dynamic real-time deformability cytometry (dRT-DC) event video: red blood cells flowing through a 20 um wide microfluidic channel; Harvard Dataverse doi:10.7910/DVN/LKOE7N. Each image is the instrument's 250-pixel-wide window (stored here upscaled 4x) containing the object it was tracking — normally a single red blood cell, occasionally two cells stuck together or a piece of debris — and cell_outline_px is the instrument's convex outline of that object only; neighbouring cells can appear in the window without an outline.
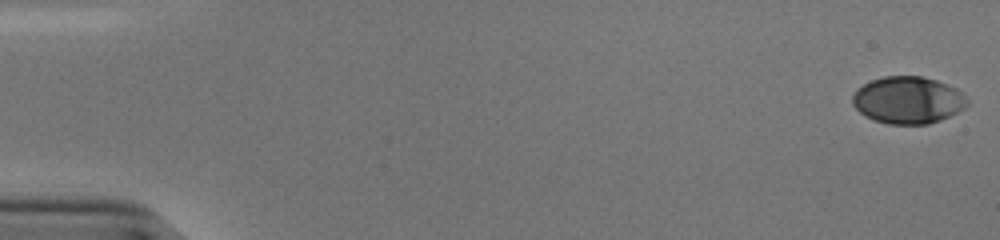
{"species": "human", "species_latin": "Homo sapiens", "temperature_condition": "cold", "stored_images_in_passage": 54, "camera_frame_rate_fps": 3000, "um_per_image_px": 0.085, "donor": {"sex": "male"}, "frame": {"image": 1, "passage_image": 1, "time_ms": 0.0, "image_size_px": [1000, 240], "cell_outline_px": [[968, 104], [964, 108], [940, 120], [928, 124], [888, 124], [872, 120], [864, 116], [852, 104], [852, 96], [856, 88], [872, 80], [884, 76], [920, 76], [936, 80], [956, 88], [968, 100]], "centroid_in_image_um": [77.14, 8.51], "position_along_channel_um": 7.9, "area_um2": 31.5}}
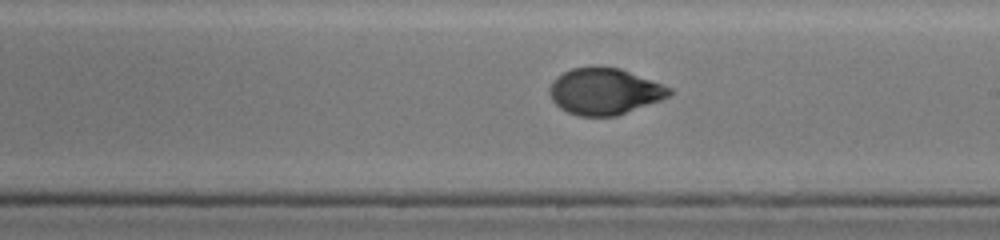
{"frame": {"image": 2, "passage_image": 32, "time_ms": 10.333, "image_size_px": [1000, 240], "cell_outline_px": [[672, 92], [668, 96], [660, 100], [616, 116], [580, 116], [568, 112], [560, 108], [552, 100], [548, 92], [548, 88], [552, 80], [556, 76], [572, 68], [596, 64], [620, 68], [672, 88]], "centroid_in_image_um": [51.33, 7.74], "position_along_channel_um": 237.7, "area_um2": 32.71}}
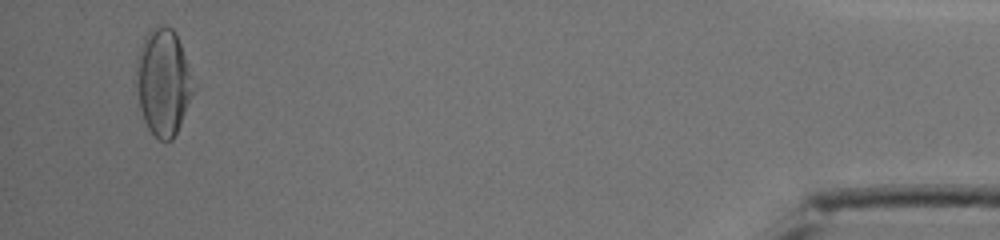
{"frame": {"image": 3, "passage_image": 52, "time_ms": 17.0, "image_size_px": [1000, 240], "cell_outline_px": [[200, 84], [172, 140], [160, 140], [148, 128], [144, 120], [140, 108], [136, 88], [136, 56], [144, 36], [156, 24], [172, 28], [176, 32]], "centroid_in_image_um": [13.95, 6.92], "position_along_channel_um": 421.3, "area_um2": 36.93}, "authors_computed_cell_mechanics": {"area_um2": 32.6859, "velocity_mm_per_s": 3.8463, "shape_relaxation_time_tau1_ms": 5.4292, "shape_relaxation_time_tau2_ms": 0.8744, "deformation_change_tau1": 0.1876, "deformation_change_tau2": 0.0408}}